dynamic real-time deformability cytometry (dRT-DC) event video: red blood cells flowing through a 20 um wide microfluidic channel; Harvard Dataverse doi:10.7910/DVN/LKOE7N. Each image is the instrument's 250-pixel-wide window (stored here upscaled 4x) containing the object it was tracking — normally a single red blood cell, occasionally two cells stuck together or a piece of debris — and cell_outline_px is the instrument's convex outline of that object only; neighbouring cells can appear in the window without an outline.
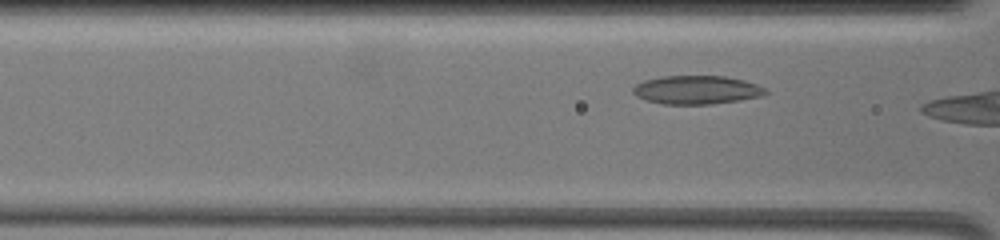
{"species": "common noctule bat (a hibernating species)", "species_latin": "Nyctalus noctula", "temperature_condition": "warm", "stored_images_in_passage": 31, "camera_frame_rate_fps": 3000, "um_per_image_px": 0.085, "animal": {"sex": "female", "body_mass_g": 19.5, "forearm_length_mm": 54.1}, "frame": {"image": 1, "passage_image": 28, "time_ms": 5.0, "image_size_px": [1000, 240], "cell_outline_px": [[768, 92], [760, 96], [740, 100], [712, 104], [664, 104], [648, 100], [636, 96], [632, 92], [632, 88], [636, 84], [644, 80], [660, 76], [724, 76], [744, 80], [756, 84], [764, 88]], "centroid_in_image_um": [59.19, 7.63], "position_along_channel_um": 107.4, "area_um2": 21.96}}